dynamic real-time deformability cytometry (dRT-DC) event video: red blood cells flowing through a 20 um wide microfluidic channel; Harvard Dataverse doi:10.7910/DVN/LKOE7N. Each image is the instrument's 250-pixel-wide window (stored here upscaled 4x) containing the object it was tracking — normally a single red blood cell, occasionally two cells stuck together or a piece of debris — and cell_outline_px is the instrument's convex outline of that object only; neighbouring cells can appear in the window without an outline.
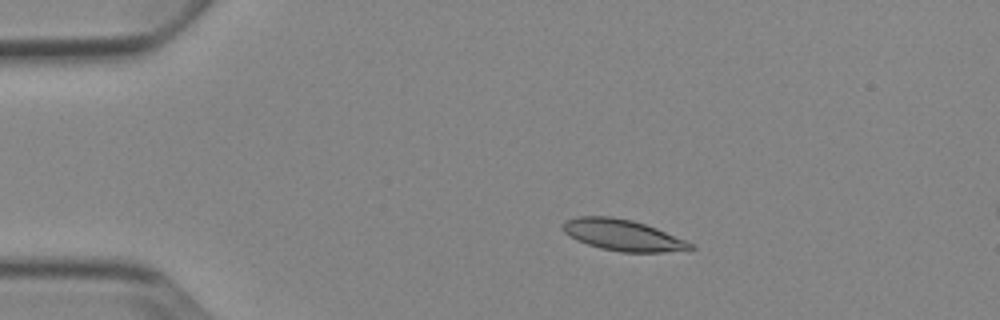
{"species": "Egyptian fruit bat (a non-hibernating species)", "species_latin": "Rousettus aegyptiacus", "temperature_condition": "cold", "stored_images_in_passage": 16, "camera_frame_rate_fps": 3000, "um_per_image_px": 0.085, "animal": {"sex": "female"}, "frame": {"image": 1, "passage_image": 10, "time_ms": 3.0, "image_size_px": [1000, 320], "cell_outline_px": [[696, 248], [664, 252], [620, 252], [600, 248], [576, 240], [564, 232], [564, 224], [568, 220], [576, 216], [612, 216], [632, 220], [656, 228], [684, 240], [692, 244]], "centroid_in_image_um": [52.91, 19.98], "position_along_channel_um": 32.1, "area_um2": 22.83}}